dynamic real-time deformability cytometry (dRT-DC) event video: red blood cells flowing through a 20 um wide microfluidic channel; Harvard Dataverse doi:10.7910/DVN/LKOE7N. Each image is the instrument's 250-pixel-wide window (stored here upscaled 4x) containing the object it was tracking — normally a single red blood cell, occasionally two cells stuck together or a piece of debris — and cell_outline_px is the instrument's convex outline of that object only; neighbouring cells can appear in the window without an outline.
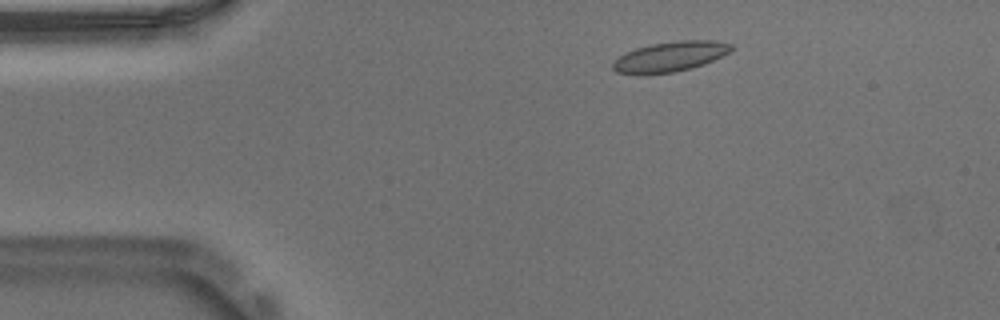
{"species": "Egyptian fruit bat (a non-hibernating species)", "species_latin": "Rousettus aegyptiacus", "temperature_condition": "warm", "stored_images_in_passage": 35, "camera_frame_rate_fps": 3000, "um_per_image_px": 0.085, "animal": {"sex": "male"}, "frame": {"image": 1, "passage_image": 6, "time_ms": 1.667, "image_size_px": [1000, 320], "cell_outline_px": [[736, 48], [732, 52], [704, 64], [692, 68], [672, 72], [640, 76], [616, 72], [612, 68], [612, 64], [620, 56], [636, 48], [652, 44], [676, 40], [716, 40], [732, 44]], "centroid_in_image_um": [57.01, 4.82], "position_along_channel_um": 28.0, "area_um2": 21.15}}
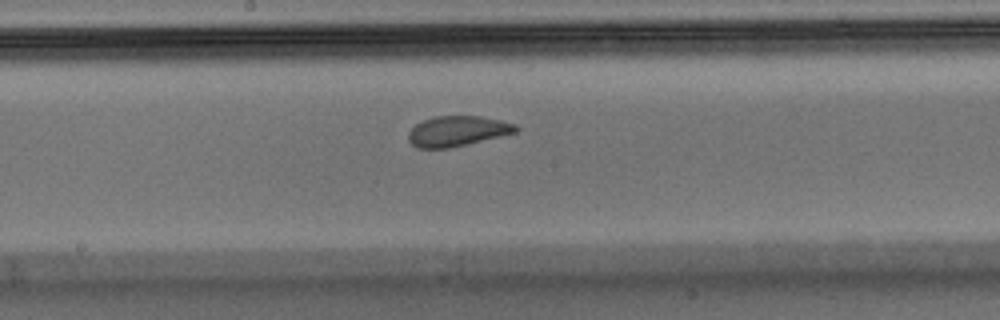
{"frame": {"image": 2, "passage_image": 25, "time_ms": 8.0, "image_size_px": [1000, 320], "cell_outline_px": [[520, 128], [516, 132], [448, 148], [416, 148], [408, 140], [408, 132], [416, 124], [424, 120], [436, 116], [480, 116], [500, 120], [516, 124]], "centroid_in_image_um": [38.86, 11.14], "position_along_channel_um": 209.3, "area_um2": 18.73}}
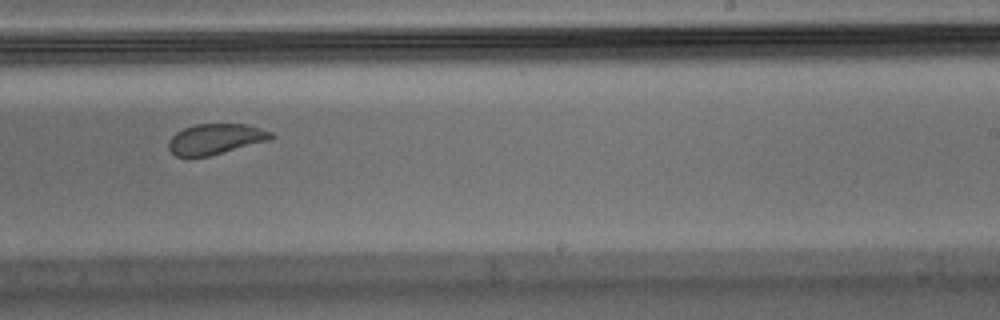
{"frame": {"image": 3, "passage_image": 30, "time_ms": 9.667, "image_size_px": [1000, 320], "cell_outline_px": [[276, 136], [272, 140], [208, 156], [176, 156], [168, 148], [168, 140], [176, 132], [184, 128], [196, 124], [248, 124], [272, 132]], "centroid_in_image_um": [18.36, 11.81], "position_along_channel_um": 270.6, "area_um2": 18.32}}